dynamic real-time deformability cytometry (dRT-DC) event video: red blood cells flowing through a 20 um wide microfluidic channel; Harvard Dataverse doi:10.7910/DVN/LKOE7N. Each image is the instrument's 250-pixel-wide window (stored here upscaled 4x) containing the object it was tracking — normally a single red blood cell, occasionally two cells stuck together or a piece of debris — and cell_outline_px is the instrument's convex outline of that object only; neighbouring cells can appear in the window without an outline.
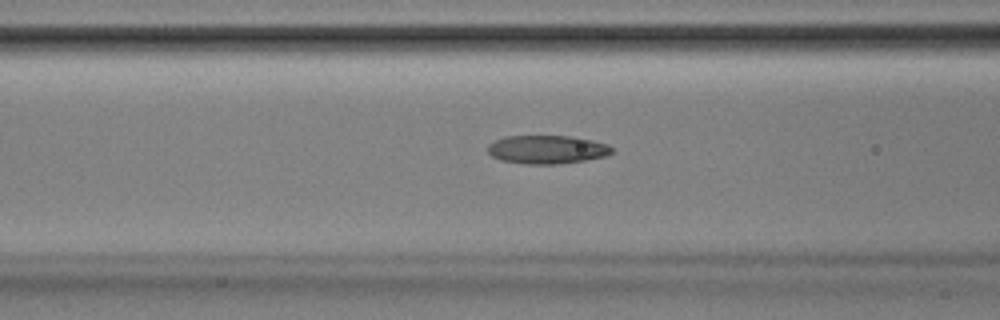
{"species": "Egyptian fruit bat (a non-hibernating species)", "species_latin": "Rousettus aegyptiacus", "temperature_condition": "room temperature", "stored_images_in_passage": 53, "segment_of_instrument_passage": [1, 2], "camera_frame_rate_fps": 3000, "um_per_image_px": 0.085, "animal": {"sex": "male"}, "frame": {"image": 1, "passage_image": 21, "time_ms": 6.667, "image_size_px": [1000, 320], "cell_outline_px": [[612, 152], [608, 156], [560, 164], [528, 164], [500, 160], [492, 156], [488, 152], [488, 144], [504, 136], [568, 136], [592, 140], [608, 144], [612, 148]], "centroid_in_image_um": [46.5, 12.71], "position_along_channel_um": 120.1, "area_um2": 20.58}}
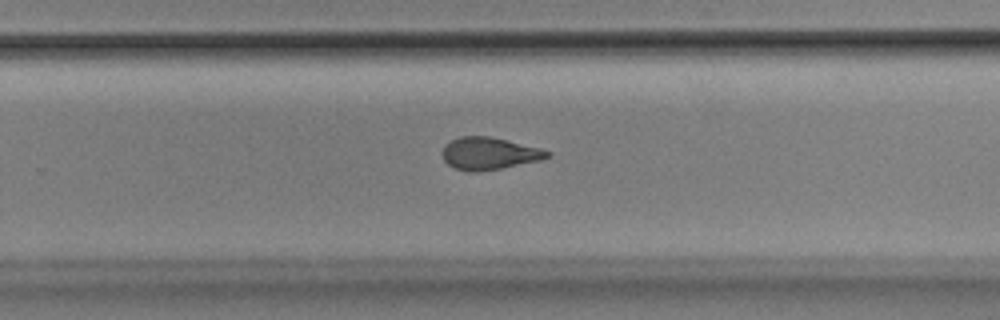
{"frame": {"image": 2, "passage_image": 34, "time_ms": 11.0, "image_size_px": [1000, 320], "cell_outline_px": [[552, 156], [540, 160], [500, 168], [476, 172], [468, 172], [456, 168], [448, 164], [444, 160], [444, 144], [460, 136], [488, 136], [540, 148], [552, 152]], "centroid_in_image_um": [41.59, 13.04], "position_along_channel_um": 288.2, "area_um2": 19.48}}
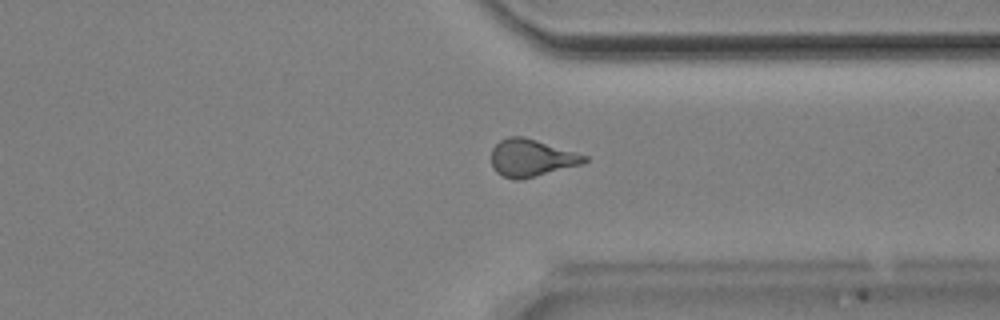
{"frame": {"image": 3, "passage_image": 40, "time_ms": 13.0, "image_size_px": [1000, 320], "cell_outline_px": [[588, 160], [580, 164], [520, 180], [512, 180], [496, 172], [492, 168], [492, 148], [500, 140], [508, 136], [524, 136], [588, 156]], "centroid_in_image_um": [45.13, 13.41], "position_along_channel_um": 366.3, "area_um2": 20.06}}